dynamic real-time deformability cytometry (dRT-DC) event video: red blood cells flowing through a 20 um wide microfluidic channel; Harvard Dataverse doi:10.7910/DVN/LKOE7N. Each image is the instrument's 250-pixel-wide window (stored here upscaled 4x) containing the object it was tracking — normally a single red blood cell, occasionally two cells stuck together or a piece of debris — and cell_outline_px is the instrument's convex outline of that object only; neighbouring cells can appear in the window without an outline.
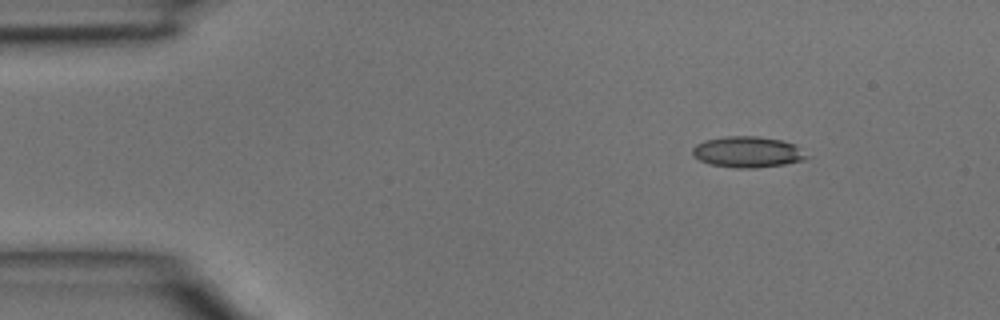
{"species": "common noctule bat (a hibernating species)", "species_latin": "Nyctalus noctula", "temperature_condition": "room temperature", "stored_images_in_passage": 3, "camera_frame_rate_fps": 3000, "um_per_image_px": 0.085, "animal": {"sex": "male", "body_mass_g": 15.6}, "frame": {"image": 1, "passage_image": 1, "time_ms": 0.0, "image_size_px": [1000, 320], "cell_outline_px": [[812, 156], [804, 160], [784, 164], [756, 168], [736, 168], [712, 164], [700, 160], [692, 152], [692, 148], [696, 144], [704, 140], [724, 136], [760, 136], [780, 140], [796, 144]], "centroid_in_image_um": [63.61, 12.91], "position_along_channel_um": 21.4, "area_um2": 20.81}}
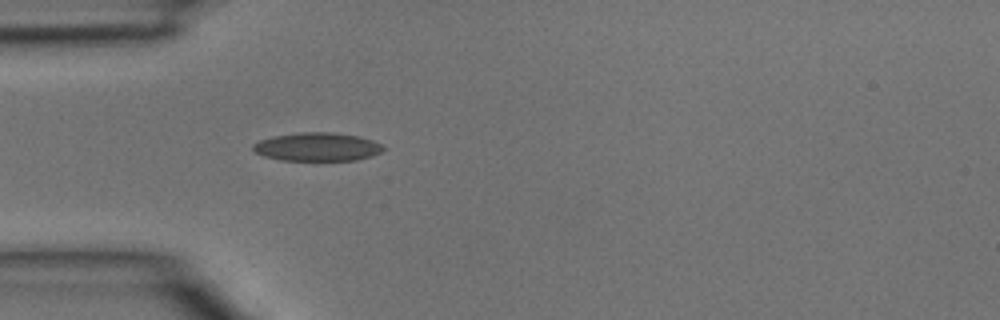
{"frame": {"image": 2, "passage_image": 3, "time_ms": 0.667, "image_size_px": [1000, 320], "cell_outline_px": [[388, 148], [372, 156], [356, 160], [280, 160], [264, 156], [252, 152], [252, 144], [260, 140], [272, 136], [300, 132], [332, 132], [360, 136], [372, 140]], "centroid_in_image_um": [26.95, 12.48], "position_along_channel_um": 58.0, "area_um2": 21.79}}